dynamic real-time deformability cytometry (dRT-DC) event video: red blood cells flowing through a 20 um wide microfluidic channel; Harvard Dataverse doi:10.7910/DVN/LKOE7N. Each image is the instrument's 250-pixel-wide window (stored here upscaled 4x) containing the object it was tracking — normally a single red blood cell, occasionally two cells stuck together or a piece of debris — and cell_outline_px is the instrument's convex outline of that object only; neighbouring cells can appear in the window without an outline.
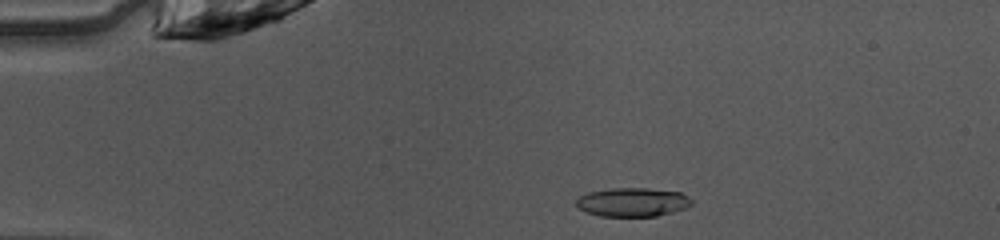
{"species": "common noctule bat (a hibernating species)", "species_latin": "Nyctalus noctula", "temperature_condition": "warm", "stored_images_in_passage": 49, "camera_frame_rate_fps": 3000, "um_per_image_px": 0.085, "animal": {"sex": "female", "body_mass_g": 10.0, "forearm_length_mm": 53.1}, "frame": {"image": 1, "passage_image": 10, "time_ms": 3.0, "image_size_px": [1000, 240], "cell_outline_px": [[692, 204], [688, 208], [656, 216], [600, 216], [588, 212], [580, 208], [576, 204], [576, 200], [580, 196], [588, 192], [612, 188], [648, 188], [680, 192], [688, 196], [692, 200]], "centroid_in_image_um": [53.81, 17.18], "position_along_channel_um": 31.2, "area_um2": 19.36}}
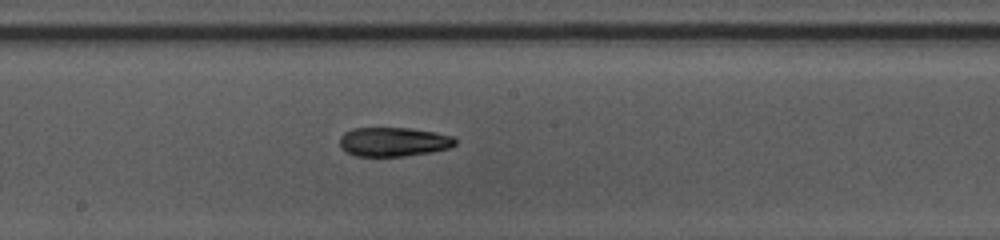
{"frame": {"image": 2, "passage_image": 27, "time_ms": 8.667, "image_size_px": [1000, 240], "cell_outline_px": [[456, 144], [452, 148], [432, 152], [404, 156], [356, 156], [340, 148], [340, 136], [344, 132], [352, 128], [408, 128], [436, 132], [452, 136], [456, 140]], "centroid_in_image_um": [33.46, 12.05], "position_along_channel_um": 214.7, "area_um2": 19.77}}
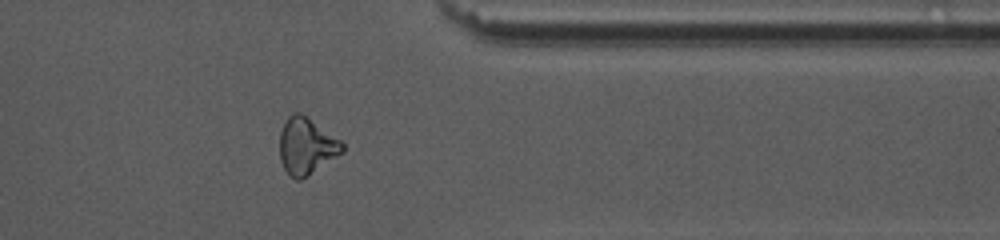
{"frame": {"image": 3, "passage_image": 40, "time_ms": 13.0, "image_size_px": [1000, 240], "cell_outline_px": [[344, 152], [300, 180], [296, 180], [288, 176], [280, 160], [280, 132], [284, 120], [292, 112], [300, 112], [340, 140], [344, 144]], "centroid_in_image_um": [26.02, 12.42], "position_along_channel_um": 385.4, "area_um2": 20.63}, "authors_computed_cell_mechanics": {"area_um2": 19.8254, "velocity_mm_per_s": 4.1121, "shape_relaxation_time_tau1_ms": 7.9446, "shape_relaxation_time_tau2_ms": 5.6156, "deformation_change_tau1": 0.2041, "deformation_change_tau2": 0.1629}}